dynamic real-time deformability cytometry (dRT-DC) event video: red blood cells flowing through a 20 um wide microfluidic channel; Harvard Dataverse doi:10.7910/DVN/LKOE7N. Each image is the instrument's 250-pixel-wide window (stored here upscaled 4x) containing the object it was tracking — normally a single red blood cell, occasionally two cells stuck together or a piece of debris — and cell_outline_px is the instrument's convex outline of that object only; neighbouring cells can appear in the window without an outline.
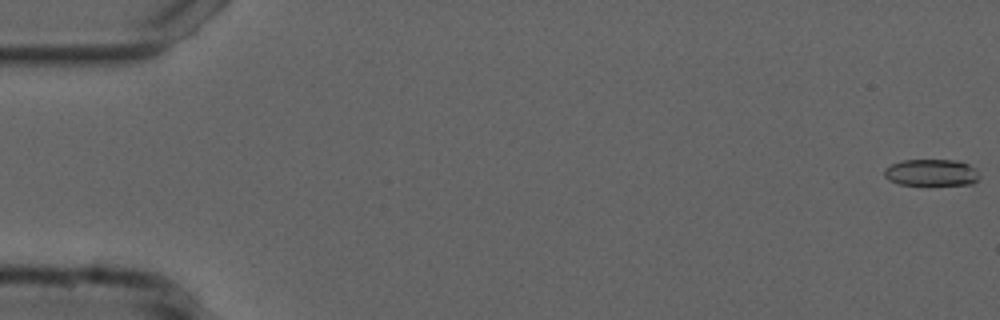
{"species": "common noctule bat (a hibernating species)", "species_latin": "Nyctalus noctula", "temperature_condition": "cold", "stored_images_in_passage": 55, "camera_frame_rate_fps": 3000, "um_per_image_px": 0.085, "animal": {"sex": "male", "forearm_length_mm": 52.5}, "frame": {"image": 1, "passage_image": 1, "time_ms": 0.0, "image_size_px": [1000, 320], "cell_outline_px": [[980, 176], [972, 184], [900, 184], [888, 180], [884, 176], [884, 168], [892, 164], [904, 160], [956, 160], [968, 164]], "centroid_in_image_um": [79.12, 14.66], "position_along_channel_um": 5.9, "area_um2": 14.51}}
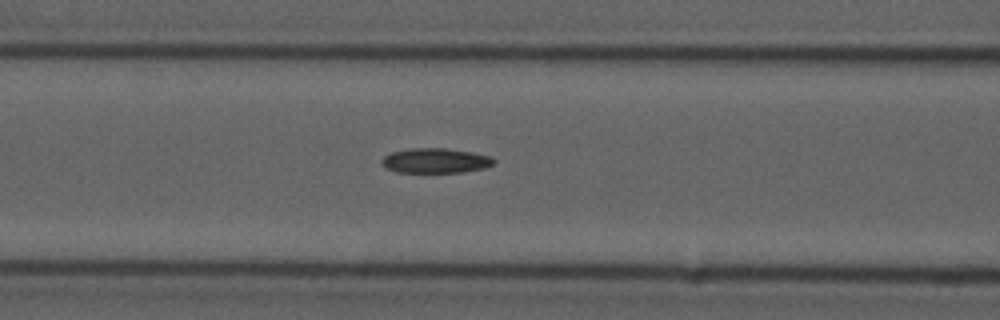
{"frame": {"image": 2, "passage_image": 23, "time_ms": 7.333, "image_size_px": [1000, 320], "cell_outline_px": [[496, 160], [492, 164], [484, 168], [460, 172], [396, 172], [384, 168], [380, 164], [380, 160], [384, 156], [392, 152], [408, 148], [448, 148], [472, 152], [492, 156]], "centroid_in_image_um": [36.97, 13.65], "position_along_channel_um": 129.6, "area_um2": 16.42}}
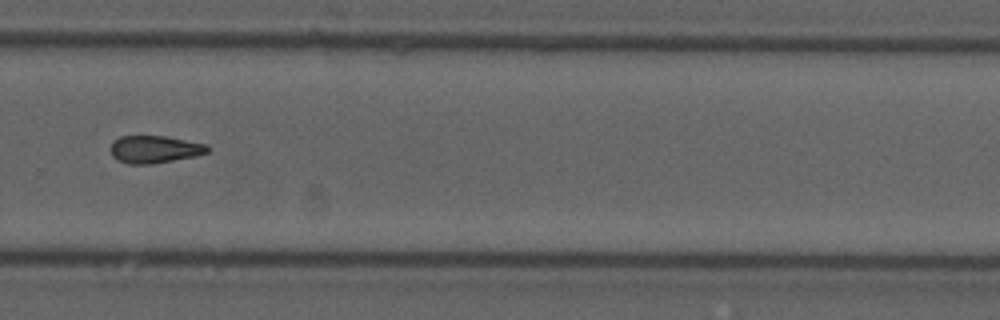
{"frame": {"image": 3, "passage_image": 38, "time_ms": 12.333, "image_size_px": [1000, 320], "cell_outline_px": [[212, 148], [208, 152], [196, 156], [152, 164], [128, 164], [116, 160], [112, 156], [112, 140], [120, 136], [164, 136], [208, 144]], "centroid_in_image_um": [13.16, 12.69], "position_along_channel_um": 316.6, "area_um2": 15.66}}